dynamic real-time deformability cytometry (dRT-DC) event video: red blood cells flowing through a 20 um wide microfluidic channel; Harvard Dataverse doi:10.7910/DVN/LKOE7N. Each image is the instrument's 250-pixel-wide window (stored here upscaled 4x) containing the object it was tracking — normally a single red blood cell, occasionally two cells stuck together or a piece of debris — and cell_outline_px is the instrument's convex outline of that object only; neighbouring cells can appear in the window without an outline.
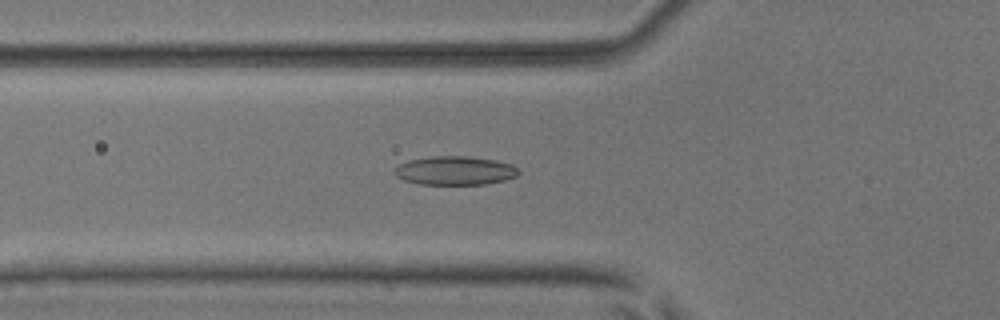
{"species": "common noctule bat (a hibernating species)", "species_latin": "Nyctalus noctula", "temperature_condition": "room temperature", "stored_images_in_passage": 39, "camera_frame_rate_fps": 3000, "um_per_image_px": 0.085, "animal": {"sex": "male", "body_mass_g": 17.9, "forearm_length_mm": 54.2}, "frame": {"image": 1, "passage_image": 7, "time_ms": 2.0, "image_size_px": [1000, 320], "cell_outline_px": [[520, 172], [516, 176], [504, 180], [484, 184], [420, 184], [404, 180], [396, 176], [392, 172], [392, 168], [408, 160], [432, 156], [468, 156], [496, 160], [512, 164]], "centroid_in_image_um": [38.63, 14.49], "position_along_channel_um": 87.2, "area_um2": 20.87}}
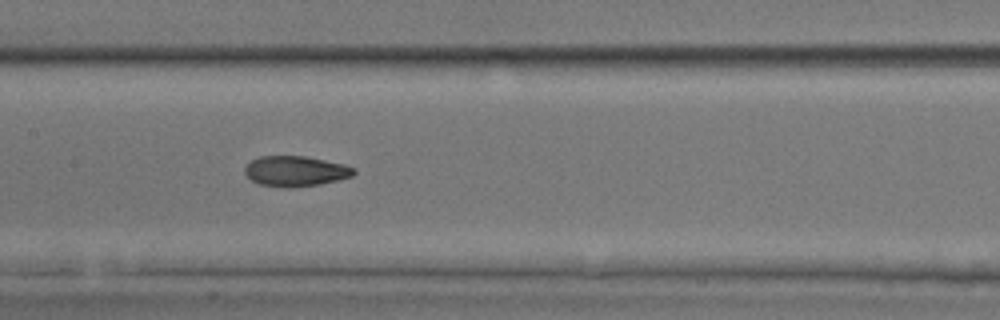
{"frame": {"image": 2, "passage_image": 14, "time_ms": 4.333, "image_size_px": [1000, 320], "cell_outline_px": [[356, 172], [352, 176], [340, 180], [320, 184], [292, 188], [288, 188], [260, 184], [252, 180], [244, 172], [244, 168], [252, 160], [260, 156], [304, 156], [344, 164], [356, 168]], "centroid_in_image_um": [25.15, 14.55], "position_along_channel_um": 182.2, "area_um2": 19.31}}
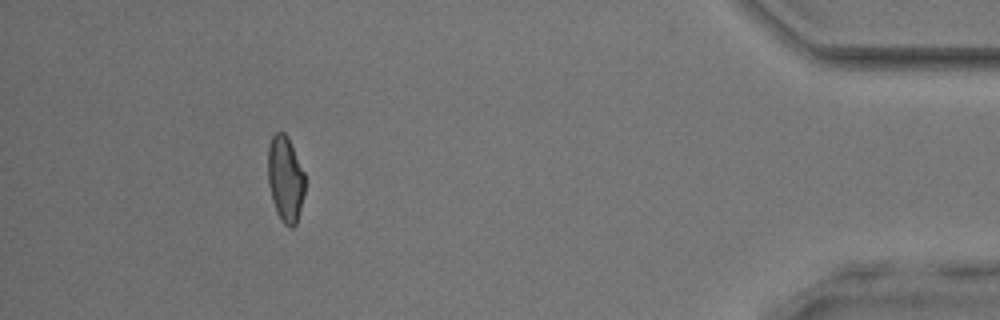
{"frame": {"image": 3, "passage_image": 35, "time_ms": 11.333, "image_size_px": [1000, 320], "cell_outline_px": [[304, 192], [296, 224], [292, 228], [288, 228], [280, 220], [276, 212], [272, 200], [268, 184], [268, 148], [272, 136], [276, 132], [284, 132], [288, 136], [304, 172]], "centroid_in_image_um": [24.24, 15.22], "position_along_channel_um": 411.0, "area_um2": 18.55}, "authors_computed_cell_mechanics": {"area_um2": 19.3052, "velocity_mm_per_s": 4.071, "shape_relaxation_time_tau1_ms": 5.2449, "shape_relaxation_time_tau2_ms": 1.9189, "deformation_change_tau1": 0.1649, "deformation_change_tau2": 0.075}}